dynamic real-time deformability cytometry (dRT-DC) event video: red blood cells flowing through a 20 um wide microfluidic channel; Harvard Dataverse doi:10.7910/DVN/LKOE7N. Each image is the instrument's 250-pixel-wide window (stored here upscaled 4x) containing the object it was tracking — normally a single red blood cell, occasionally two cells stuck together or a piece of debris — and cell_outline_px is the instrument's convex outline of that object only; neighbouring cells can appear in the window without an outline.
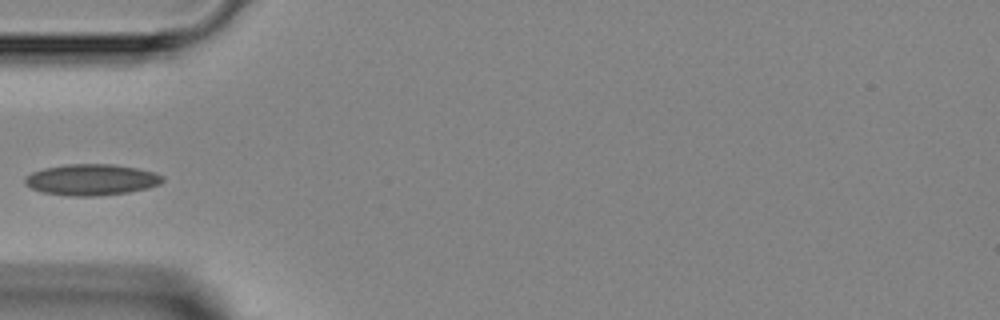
{"species": "Egyptian fruit bat (a non-hibernating species)", "species_latin": "Rousettus aegyptiacus", "temperature_condition": "room temperature", "stored_images_in_passage": 7, "camera_frame_rate_fps": 3000, "um_per_image_px": 0.085, "animal": {"sex": "female"}, "frame": {"image": 1, "passage_image": 6, "time_ms": 5.667, "image_size_px": [1000, 320], "cell_outline_px": [[164, 180], [160, 184], [148, 188], [128, 192], [100, 196], [72, 196], [44, 192], [32, 188], [24, 184], [24, 180], [32, 172], [44, 168], [68, 164], [112, 164], [136, 168], [152, 172], [164, 176]], "centroid_in_image_um": [7.79, 15.28], "position_along_channel_um": 77.2, "area_um2": 24.85}}
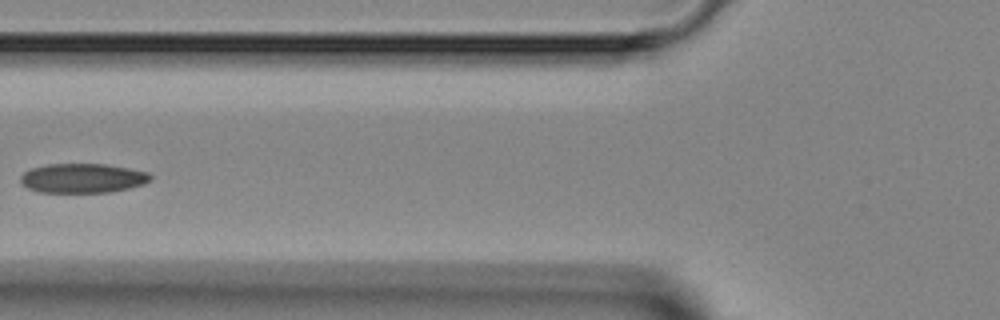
{"frame": {"image": 2, "passage_image": 7, "time_ms": 6.667, "image_size_px": [1000, 320], "cell_outline_px": [[152, 180], [144, 184], [112, 192], [40, 192], [28, 188], [20, 180], [20, 176], [24, 172], [32, 168], [48, 164], [104, 164], [128, 168], [148, 172], [152, 176]], "centroid_in_image_um": [7.05, 15.14], "position_along_channel_um": 118.7, "area_um2": 22.2}}